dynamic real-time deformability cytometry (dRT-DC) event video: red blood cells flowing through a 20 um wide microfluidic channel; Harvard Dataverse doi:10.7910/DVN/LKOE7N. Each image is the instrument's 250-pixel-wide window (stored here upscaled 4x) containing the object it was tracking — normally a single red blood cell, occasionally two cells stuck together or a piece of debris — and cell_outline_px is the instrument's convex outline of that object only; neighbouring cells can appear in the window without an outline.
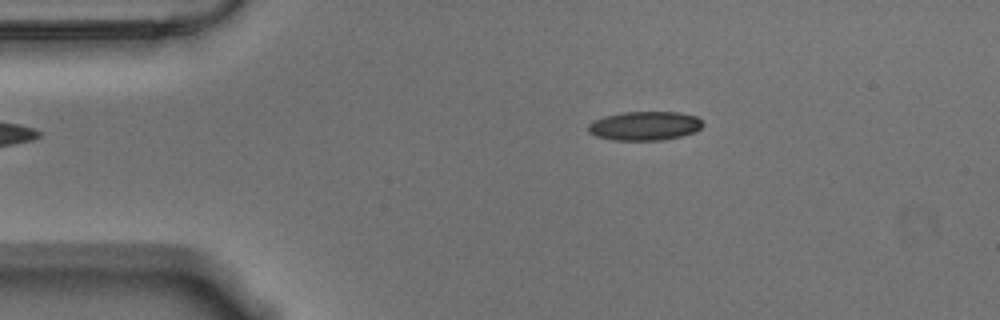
{"species": "Egyptian fruit bat (a non-hibernating species)", "species_latin": "Rousettus aegyptiacus", "temperature_condition": "warm", "stored_images_in_passage": 47, "camera_frame_rate_fps": 3000, "um_per_image_px": 0.085, "animal": {"sex": "male"}, "frame": {"image": 1, "passage_image": 1, "time_ms": 0.0, "image_size_px": [1000, 320], "cell_outline_px": [[704, 124], [696, 132], [664, 140], [612, 140], [596, 136], [588, 132], [588, 124], [592, 120], [604, 116], [624, 112], [680, 112], [696, 116], [704, 120]], "centroid_in_image_um": [54.81, 10.69], "position_along_channel_um": 30.2, "area_um2": 19.59}}
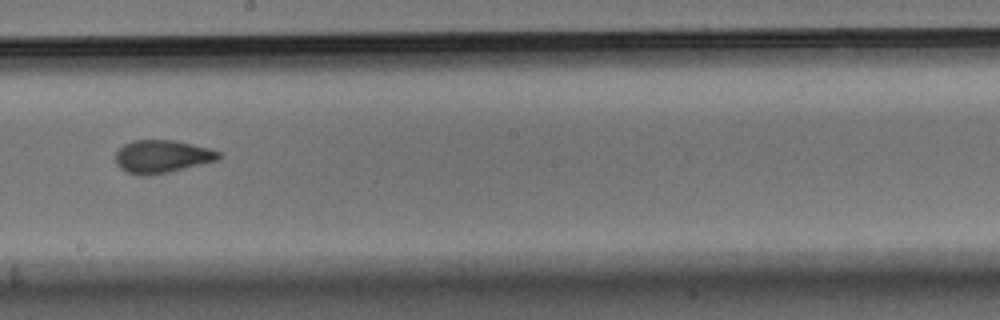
{"frame": {"image": 2, "passage_image": 22, "time_ms": 7.0, "image_size_px": [1000, 320], "cell_outline_px": [[224, 156], [220, 160], [168, 172], [148, 176], [140, 176], [124, 172], [116, 164], [116, 152], [124, 144], [132, 140], [176, 140], [208, 148], [220, 152]], "centroid_in_image_um": [13.78, 13.31], "position_along_channel_um": 234.4, "area_um2": 20.06}}
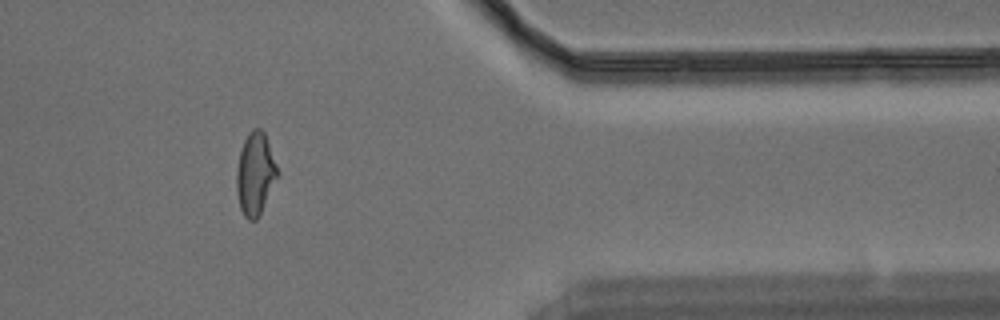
{"frame": {"image": 3, "passage_image": 37, "time_ms": 12.0, "image_size_px": [1000, 320], "cell_outline_px": [[280, 172], [256, 220], [248, 220], [244, 216], [240, 208], [236, 192], [236, 172], [240, 148], [248, 132], [252, 128], [260, 128], [264, 132]], "centroid_in_image_um": [21.68, 14.74], "position_along_channel_um": 389.7, "area_um2": 19.71}, "authors_computed_cell_mechanics": {"area_um2": 19.652, "velocity_mm_per_s": 3.5546, "shape_relaxation_time_tau1_ms": 8.0716, "shape_relaxation_time_tau2_ms": 1.586, "deformation_change_tau1": 0.1949, "deformation_change_tau2": 0.0737}}